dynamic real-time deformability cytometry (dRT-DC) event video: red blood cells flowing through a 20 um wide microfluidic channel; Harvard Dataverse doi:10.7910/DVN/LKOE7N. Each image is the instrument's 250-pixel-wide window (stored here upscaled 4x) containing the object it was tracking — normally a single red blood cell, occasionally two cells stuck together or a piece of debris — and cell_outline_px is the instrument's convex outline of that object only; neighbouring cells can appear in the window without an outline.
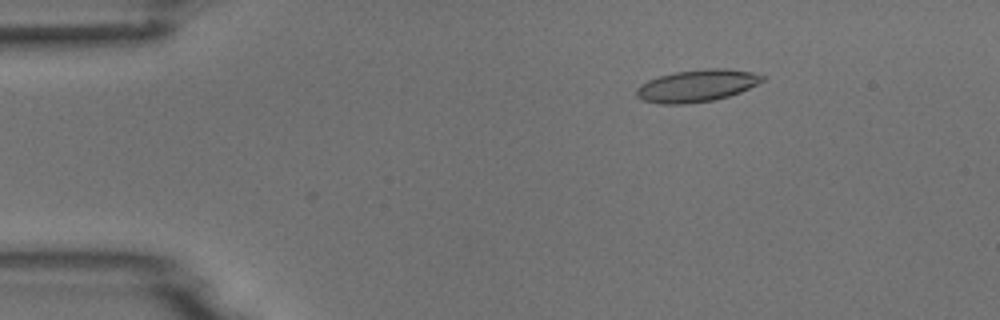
{"species": "common noctule bat (a hibernating species)", "species_latin": "Nyctalus noctula", "temperature_condition": "room temperature", "stored_images_in_passage": 4, "camera_frame_rate_fps": 3000, "um_per_image_px": 0.085, "animal": {"sex": "male", "body_mass_g": 18.8}, "frame": {"image": 1, "passage_image": 2, "time_ms": 1.333, "image_size_px": [1000, 320], "cell_outline_px": [[764, 80], [740, 92], [716, 100], [684, 104], [660, 104], [644, 100], [636, 96], [636, 88], [640, 84], [648, 80], [660, 76], [676, 72], [704, 68], [724, 68], [752, 72], [764, 76]], "centroid_in_image_um": [59.21, 7.29], "position_along_channel_um": 25.8, "area_um2": 23.52}}